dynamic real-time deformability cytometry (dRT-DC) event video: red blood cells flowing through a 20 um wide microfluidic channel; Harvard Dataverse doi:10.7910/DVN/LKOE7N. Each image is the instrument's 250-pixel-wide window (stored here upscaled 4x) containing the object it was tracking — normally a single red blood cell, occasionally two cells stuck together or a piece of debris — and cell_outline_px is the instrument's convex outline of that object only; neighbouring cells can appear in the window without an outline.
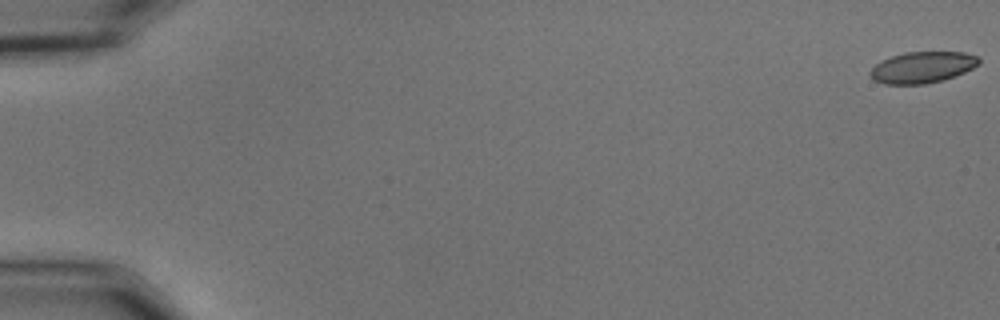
{"species": "common noctule bat (a hibernating species)", "species_latin": "Nyctalus noctula", "temperature_condition": "cold", "stored_images_in_passage": 57, "camera_frame_rate_fps": 3000, "um_per_image_px": 0.085, "animal": {"sex": "male", "body_mass_g": 15.6}, "frame": {"image": 1, "passage_image": 1, "time_ms": 0.0, "image_size_px": [1000, 320], "cell_outline_px": [[980, 64], [964, 72], [944, 80], [924, 84], [884, 84], [876, 80], [868, 72], [880, 60], [904, 52], [964, 52], [980, 56]], "centroid_in_image_um": [78.43, 5.71], "position_along_channel_um": 6.6, "area_um2": 19.88}}
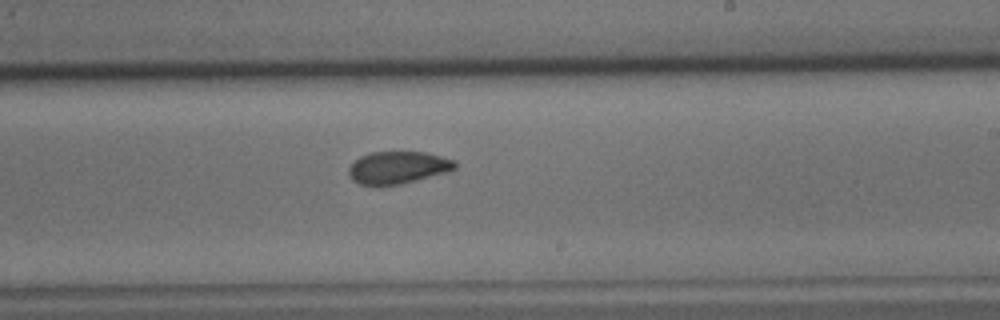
{"frame": {"image": 2, "passage_image": 35, "time_ms": 11.333, "image_size_px": [1000, 320], "cell_outline_px": [[456, 168], [448, 172], [400, 184], [376, 188], [360, 184], [352, 180], [348, 172], [348, 168], [360, 156], [372, 152], [424, 152], [456, 160]], "centroid_in_image_um": [33.79, 14.27], "position_along_channel_um": 255.2, "area_um2": 20.35}}
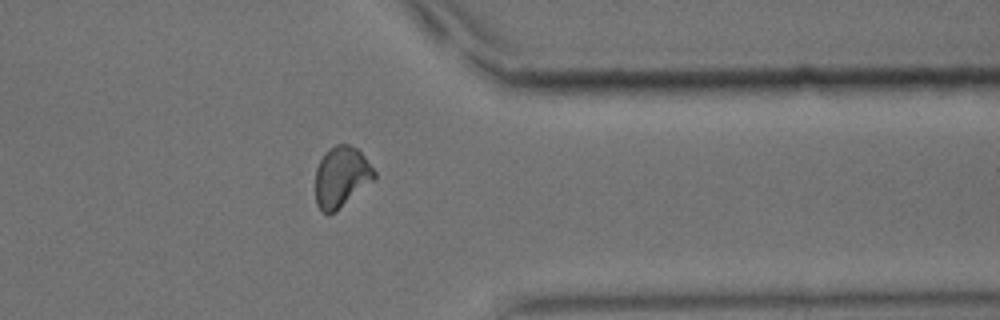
{"frame": {"image": 3, "passage_image": 46, "time_ms": 15.0, "image_size_px": [1000, 320], "cell_outline_px": [[376, 176], [372, 180], [336, 212], [328, 216], [316, 204], [316, 168], [324, 152], [328, 148], [336, 144], [348, 144], [356, 148], [364, 156], [376, 172]], "centroid_in_image_um": [28.99, 15.03], "position_along_channel_um": 382.4, "area_um2": 20.75}, "authors_computed_cell_mechanics": {"area_um2": 20.8658, "velocity_mm_per_s": 3.6352, "shape_relaxation_time_tau1_ms": 8.6849, "shape_relaxation_time_tau2_ms": 2.0352, "deformation_change_tau1": 0.1395, "deformation_change_tau2": 0.0619}}